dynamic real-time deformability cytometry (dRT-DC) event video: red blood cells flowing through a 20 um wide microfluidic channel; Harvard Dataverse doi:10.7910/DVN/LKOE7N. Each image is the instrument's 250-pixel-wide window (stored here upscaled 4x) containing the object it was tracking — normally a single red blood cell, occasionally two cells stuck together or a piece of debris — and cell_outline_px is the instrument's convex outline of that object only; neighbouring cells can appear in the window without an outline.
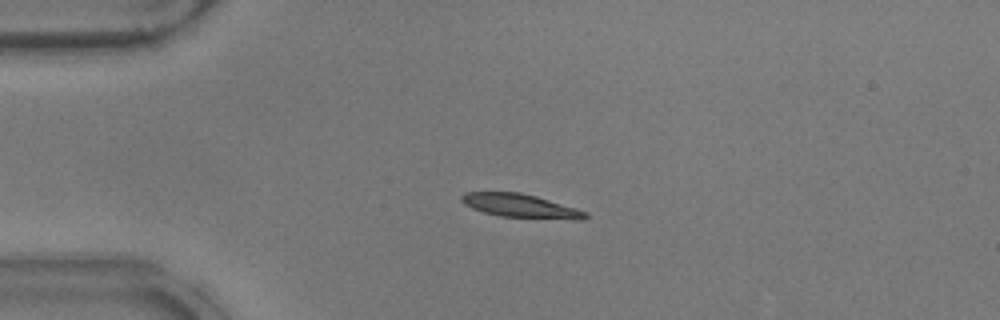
{"species": "common noctule bat (a hibernating species)", "species_latin": "Nyctalus noctula", "temperature_condition": "warm", "stored_images_in_passage": 46, "camera_frame_rate_fps": 3000, "um_per_image_px": 0.085, "animal": {"sex": "male", "body_mass_g": 17.9}, "frame": {"image": 1, "passage_image": 12, "time_ms": 3.667, "image_size_px": [1000, 320], "cell_outline_px": [[588, 216], [584, 220], [576, 220], [500, 216], [484, 212], [472, 208], [464, 204], [460, 200], [460, 196], [464, 192], [520, 192], [536, 196], [576, 208], [588, 212]], "centroid_in_image_um": [44.26, 17.5], "position_along_channel_um": 40.7, "area_um2": 17.11}}
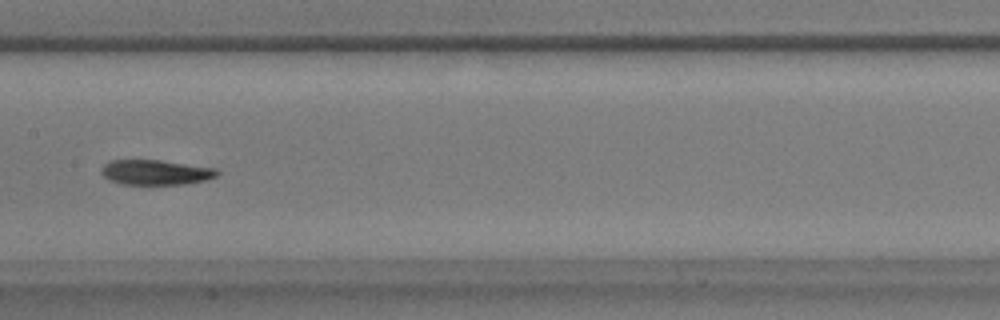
{"frame": {"image": 2, "passage_image": 26, "time_ms": 8.333, "image_size_px": [1000, 320], "cell_outline_px": [[220, 172], [216, 176], [204, 180], [184, 184], [120, 184], [108, 180], [100, 172], [100, 168], [104, 164], [112, 160], [160, 160], [216, 168]], "centroid_in_image_um": [13.2, 14.64], "position_along_channel_um": 194.2, "area_um2": 16.88}}
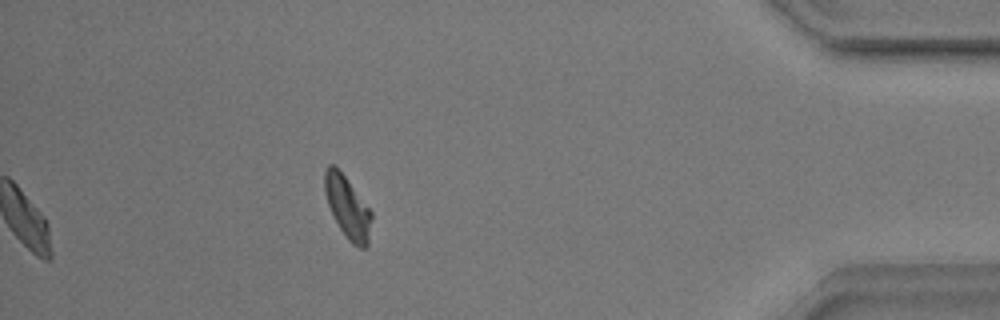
{"frame": {"image": 3, "passage_image": 46, "time_ms": 15.0, "image_size_px": [1000, 320], "cell_outline_px": [[372, 220], [368, 244], [364, 248], [360, 248], [352, 244], [348, 240], [340, 228], [328, 204], [324, 192], [324, 172], [328, 164], [336, 164], [372, 212]], "centroid_in_image_um": [29.54, 17.59], "position_along_channel_um": 405.7, "area_um2": 16.94}, "authors_computed_cell_mechanics": {"area_um2": 17.1377, "velocity_mm_per_s": 3.8738, "shape_relaxation_time_tau1_ms": 2.9218, "shape_relaxation_time_tau2_ms": 7.5389, "deformation_change_tau1": 0.1561, "deformation_change_tau2": 0.1218}}